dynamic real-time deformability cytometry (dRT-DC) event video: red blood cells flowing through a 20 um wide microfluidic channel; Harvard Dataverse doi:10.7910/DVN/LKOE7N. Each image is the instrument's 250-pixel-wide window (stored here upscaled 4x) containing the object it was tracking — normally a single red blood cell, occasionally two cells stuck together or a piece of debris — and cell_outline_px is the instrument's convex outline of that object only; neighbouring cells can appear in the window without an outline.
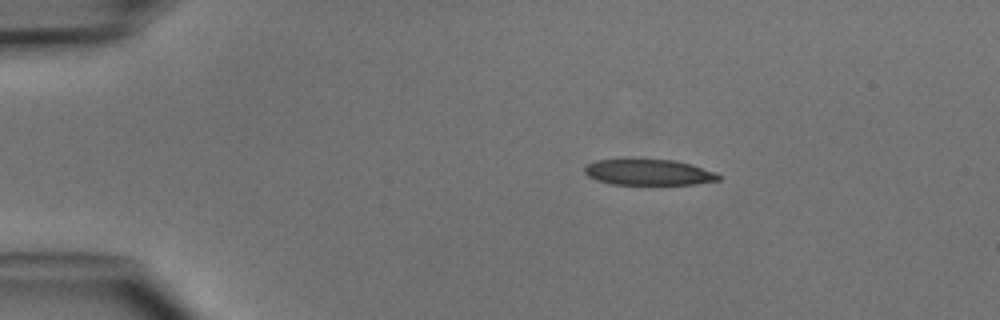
{"species": "common noctule bat (a hibernating species)", "species_latin": "Nyctalus noctula", "temperature_condition": "cold", "stored_images_in_passage": 3, "camera_frame_rate_fps": 3000, "um_per_image_px": 0.085, "animal": {"sex": "male", "body_mass_g": 15.6}, "frame": {"image": 1, "passage_image": 2, "time_ms": 1.333, "image_size_px": [1000, 320], "cell_outline_px": [[720, 180], [696, 184], [612, 184], [596, 180], [588, 176], [584, 172], [584, 168], [588, 164], [596, 160], [672, 160], [692, 164], [716, 172], [720, 176]], "centroid_in_image_um": [55.16, 14.65], "position_along_channel_um": 29.8, "area_um2": 20.0}}